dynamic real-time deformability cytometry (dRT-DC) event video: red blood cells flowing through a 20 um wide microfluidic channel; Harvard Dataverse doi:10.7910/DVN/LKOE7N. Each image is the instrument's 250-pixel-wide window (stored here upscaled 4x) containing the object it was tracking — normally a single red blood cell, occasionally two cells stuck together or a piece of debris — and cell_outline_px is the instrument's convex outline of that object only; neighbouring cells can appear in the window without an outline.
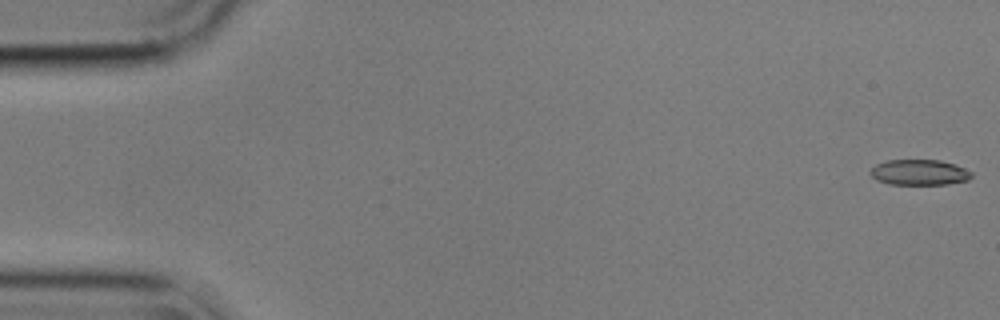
{"species": "common noctule bat (a hibernating species)", "species_latin": "Nyctalus noctula", "temperature_condition": "cold", "stored_images_in_passage": 7, "camera_frame_rate_fps": 3000, "um_per_image_px": 0.085, "animal": {"sex": "male", "body_mass_g": 17.9}, "frame": {"image": 1, "passage_image": 1, "time_ms": 0.0, "image_size_px": [1000, 320], "cell_outline_px": [[972, 176], [968, 180], [948, 184], [888, 184], [876, 180], [868, 172], [876, 164], [888, 160], [940, 160], [956, 164], [972, 172]], "centroid_in_image_um": [78.14, 14.65], "position_along_channel_um": 6.9, "area_um2": 15.14}}